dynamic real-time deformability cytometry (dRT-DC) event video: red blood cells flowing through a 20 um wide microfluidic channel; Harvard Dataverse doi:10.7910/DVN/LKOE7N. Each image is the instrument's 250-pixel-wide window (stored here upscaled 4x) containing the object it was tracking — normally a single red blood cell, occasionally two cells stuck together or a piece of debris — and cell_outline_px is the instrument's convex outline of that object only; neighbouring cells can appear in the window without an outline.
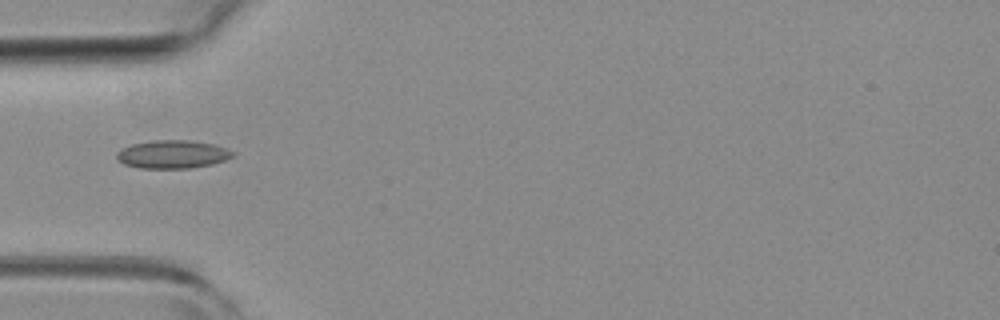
{"species": "common noctule bat (a hibernating species)", "species_latin": "Nyctalus noctula", "temperature_condition": "room temperature", "stored_images_in_passage": 8, "camera_frame_rate_fps": 3000, "um_per_image_px": 0.085, "animal": {"sex": "female", "body_mass_g": 19.3, "forearm_length_mm": 54.1}, "frame": {"image": 1, "passage_image": 4, "time_ms": 1.0, "image_size_px": [1000, 320], "cell_outline_px": [[236, 156], [212, 164], [192, 168], [140, 168], [124, 164], [116, 156], [116, 152], [120, 148], [132, 144], [152, 140], [188, 140], [212, 144], [228, 148], [236, 152]], "centroid_in_image_um": [14.69, 13.11], "position_along_channel_um": 70.3, "area_um2": 19.19}}
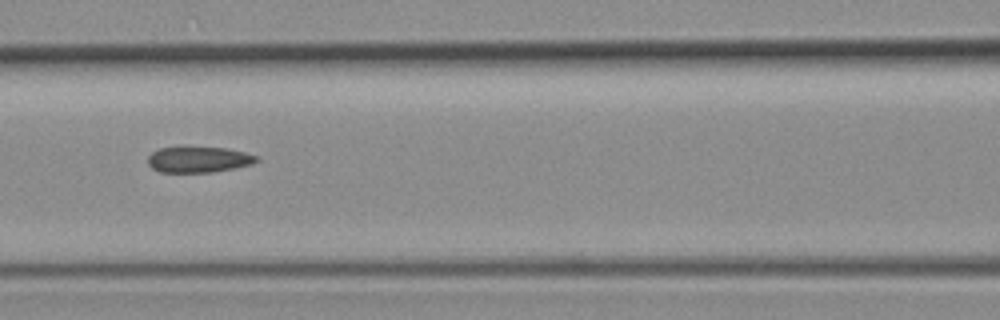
{"frame": {"image": 2, "passage_image": 6, "time_ms": 1.667, "image_size_px": [1000, 320], "cell_outline_px": [[260, 160], [252, 164], [212, 172], [160, 172], [152, 168], [148, 164], [148, 156], [152, 152], [160, 148], [180, 144], [224, 148], [244, 152], [260, 156]], "centroid_in_image_um": [16.85, 13.51], "position_along_channel_um": 149.8, "area_um2": 17.05}}
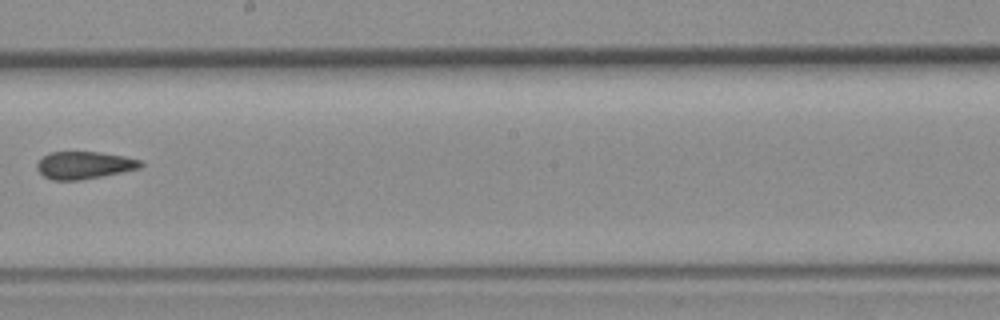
{"frame": {"image": 3, "passage_image": 8, "time_ms": 2.333, "image_size_px": [1000, 320], "cell_outline_px": [[144, 164], [140, 168], [80, 180], [52, 180], [44, 176], [36, 168], [36, 164], [48, 152], [100, 152], [124, 156], [140, 160]], "centroid_in_image_um": [7.14, 14.03], "position_along_channel_um": 241.1, "area_um2": 16.42}}